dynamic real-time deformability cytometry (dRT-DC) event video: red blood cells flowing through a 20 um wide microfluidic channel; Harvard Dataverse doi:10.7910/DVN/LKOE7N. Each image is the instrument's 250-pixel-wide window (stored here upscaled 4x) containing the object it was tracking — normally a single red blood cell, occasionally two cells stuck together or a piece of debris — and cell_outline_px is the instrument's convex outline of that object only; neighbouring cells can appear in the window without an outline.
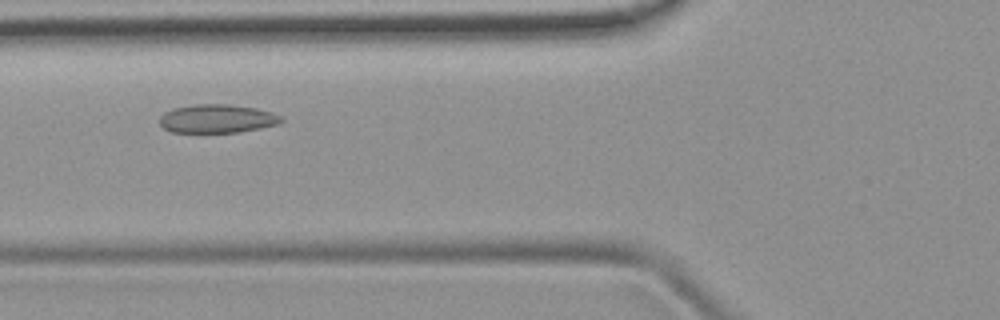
{"species": "common noctule bat (a hibernating species)", "species_latin": "Nyctalus noctula", "temperature_condition": "room temperature", "stored_images_in_passage": 5, "camera_frame_rate_fps": 3000, "um_per_image_px": 0.085, "animal": {"sex": "female", "body_mass_g": 19.9}, "frame": {"image": 1, "passage_image": 3, "time_ms": 2.333, "image_size_px": [1000, 320], "cell_outline_px": [[284, 120], [276, 124], [260, 128], [240, 132], [172, 132], [164, 128], [160, 124], [160, 116], [164, 112], [172, 108], [196, 104], [228, 104], [256, 108], [272, 112], [280, 116]], "centroid_in_image_um": [18.44, 10.08], "position_along_channel_um": 107.4, "area_um2": 20.17}}
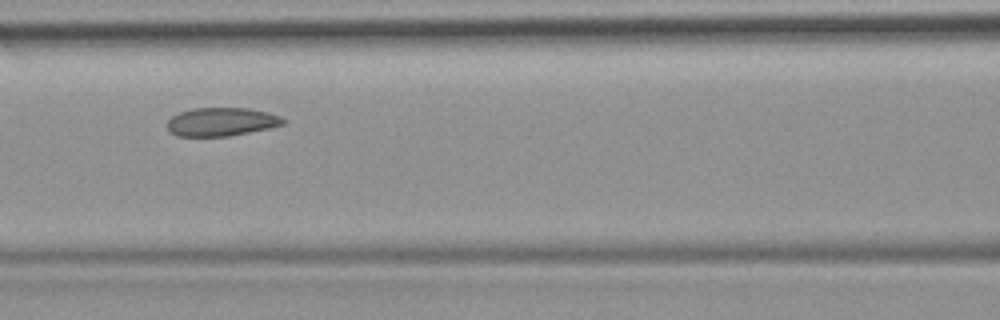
{"frame": {"image": 2, "passage_image": 4, "time_ms": 3.333, "image_size_px": [1000, 320], "cell_outline_px": [[288, 120], [284, 124], [268, 128], [228, 136], [176, 136], [168, 128], [168, 120], [172, 116], [180, 112], [192, 108], [248, 108], [268, 112], [280, 116]], "centroid_in_image_um": [18.84, 10.34], "position_along_channel_um": 147.8, "area_um2": 19.13}}
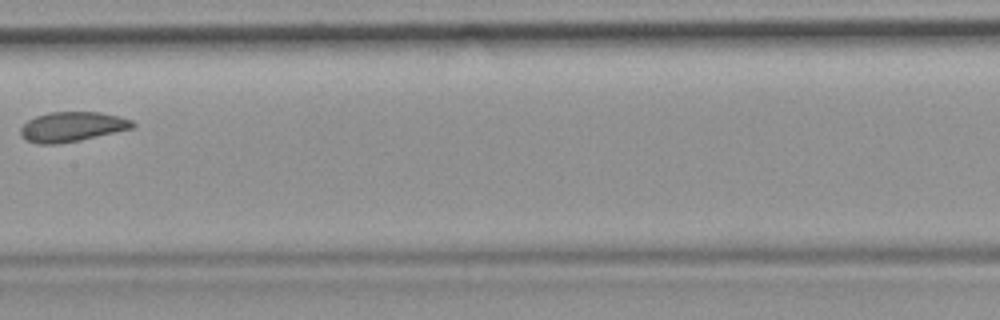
{"frame": {"image": 3, "passage_image": 5, "time_ms": 4.667, "image_size_px": [1000, 320], "cell_outline_px": [[136, 124], [132, 128], [80, 140], [56, 144], [36, 144], [24, 140], [20, 132], [20, 128], [28, 120], [36, 116], [48, 112], [100, 112], [132, 120]], "centroid_in_image_um": [6.08, 10.78], "position_along_channel_um": 201.3, "area_um2": 19.36}}